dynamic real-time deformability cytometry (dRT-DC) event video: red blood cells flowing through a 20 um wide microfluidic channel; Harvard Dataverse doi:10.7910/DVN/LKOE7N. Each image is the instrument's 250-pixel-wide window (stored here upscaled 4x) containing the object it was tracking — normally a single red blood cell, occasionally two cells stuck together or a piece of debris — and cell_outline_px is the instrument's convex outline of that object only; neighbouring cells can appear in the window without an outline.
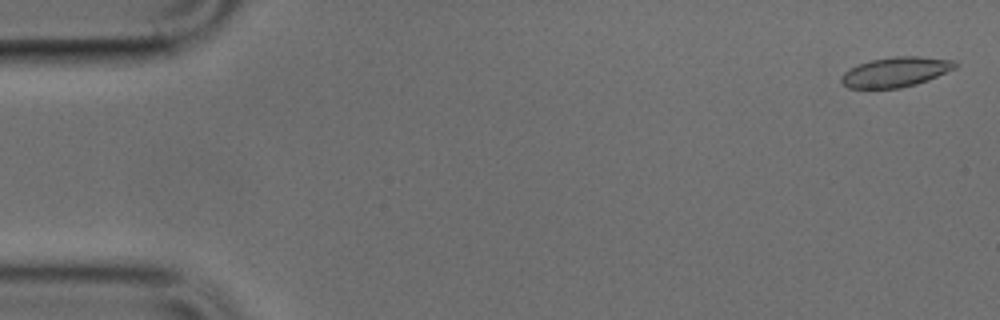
{"species": "common noctule bat (a hibernating species)", "species_latin": "Nyctalus noctula", "temperature_condition": "cold", "stored_images_in_passage": 22, "camera_frame_rate_fps": 3000, "um_per_image_px": 0.085, "animal": {"sex": "male", "body_mass_g": 17.9, "forearm_length_mm": 54.2}, "frame": {"image": 1, "passage_image": 2, "time_ms": 0.333, "image_size_px": [1000, 320], "cell_outline_px": [[960, 64], [956, 68], [928, 80], [916, 84], [900, 88], [848, 88], [840, 80], [840, 76], [848, 68], [872, 60], [892, 56], [916, 56], [956, 60]], "centroid_in_image_um": [76.16, 6.11], "position_along_channel_um": 8.8, "area_um2": 19.94}}
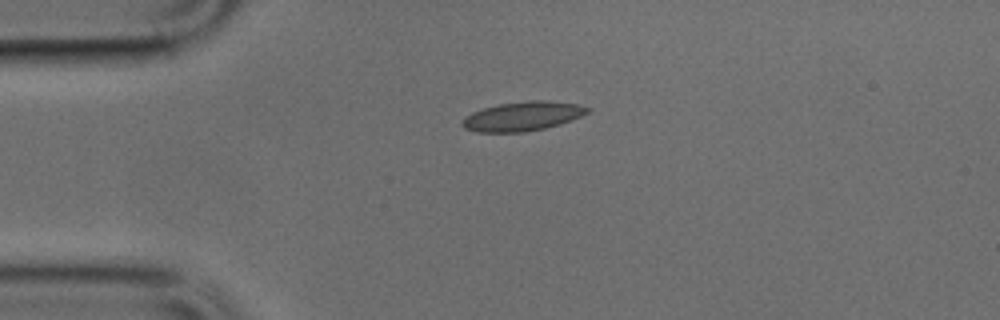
{"frame": {"image": 2, "passage_image": 12, "time_ms": 3.667, "image_size_px": [1000, 320], "cell_outline_px": [[592, 108], [588, 112], [572, 120], [560, 124], [544, 128], [524, 132], [476, 132], [464, 128], [460, 124], [464, 116], [472, 112], [484, 108], [500, 104], [532, 100], [544, 100], [576, 104]], "centroid_in_image_um": [44.39, 9.89], "position_along_channel_um": 40.6, "area_um2": 21.27}}
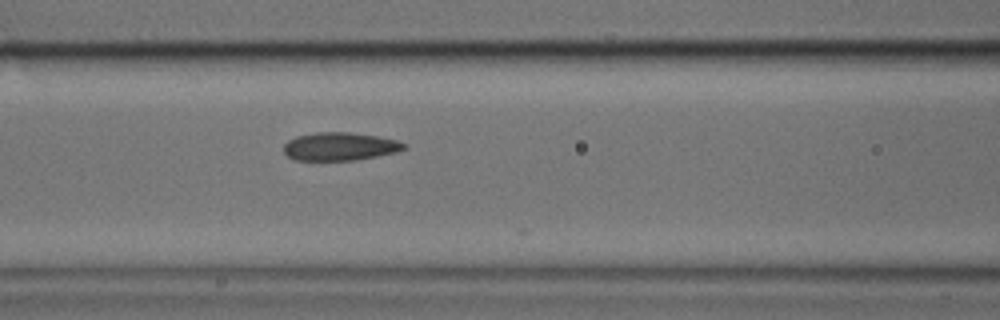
{"frame": {"image": 3, "passage_image": 21, "time_ms": 6.667, "image_size_px": [1000, 320], "cell_outline_px": [[408, 148], [400, 152], [356, 160], [296, 160], [288, 156], [284, 152], [284, 144], [288, 140], [296, 136], [316, 132], [348, 132], [376, 136], [396, 140], [408, 144]], "centroid_in_image_um": [28.94, 12.45], "position_along_channel_um": 137.7, "area_um2": 19.88}}